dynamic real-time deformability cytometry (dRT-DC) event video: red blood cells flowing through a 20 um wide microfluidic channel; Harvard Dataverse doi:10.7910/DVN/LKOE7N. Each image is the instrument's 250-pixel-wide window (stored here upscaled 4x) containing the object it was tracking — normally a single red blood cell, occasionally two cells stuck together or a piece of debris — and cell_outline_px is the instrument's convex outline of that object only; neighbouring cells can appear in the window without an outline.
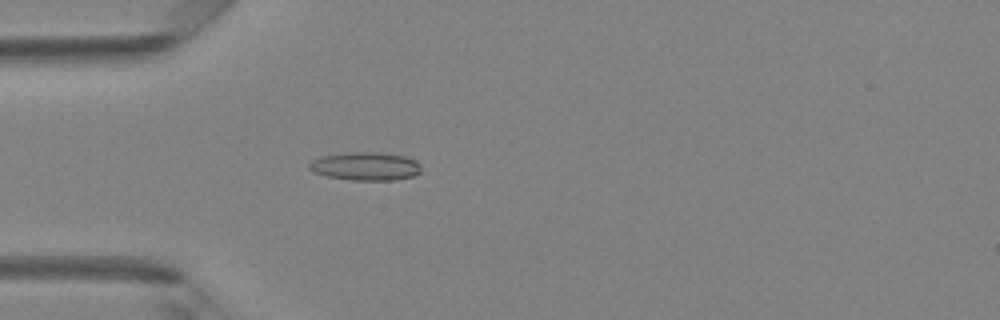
{"species": "Egyptian fruit bat (a non-hibernating species)", "species_latin": "Rousettus aegyptiacus", "temperature_condition": "room temperature", "stored_images_in_passage": 37, "camera_frame_rate_fps": 3000, "um_per_image_px": 0.085, "animal": {"sex": "female"}, "frame": {"image": 1, "passage_image": 3, "time_ms": 0.667, "image_size_px": [1000, 320], "cell_outline_px": [[420, 172], [412, 176], [392, 180], [352, 180], [328, 176], [312, 172], [308, 168], [308, 164], [312, 160], [320, 156], [352, 152], [380, 152], [404, 156], [416, 160], [420, 164]], "centroid_in_image_um": [31.05, 14.12], "position_along_channel_um": 54.0, "area_um2": 18.44}}
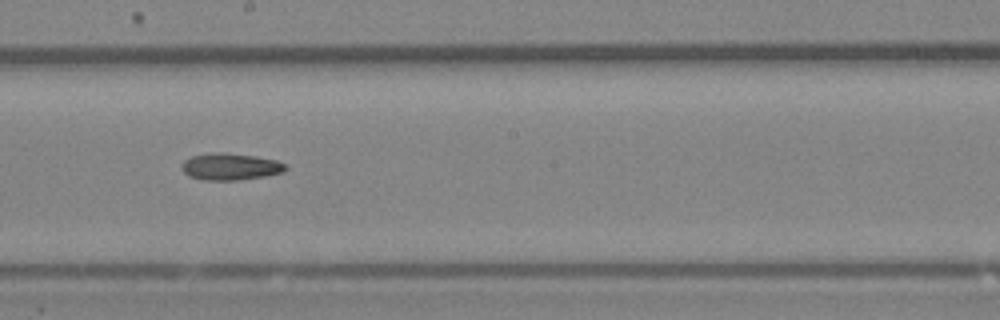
{"frame": {"image": 2, "passage_image": 16, "time_ms": 5.0, "image_size_px": [1000, 320], "cell_outline_px": [[288, 168], [284, 172], [264, 176], [240, 180], [204, 180], [188, 176], [180, 168], [184, 160], [192, 156], [216, 152], [224, 152], [252, 156], [276, 160], [288, 164]], "centroid_in_image_um": [19.59, 14.17], "position_along_channel_um": 228.6, "area_um2": 16.3}}
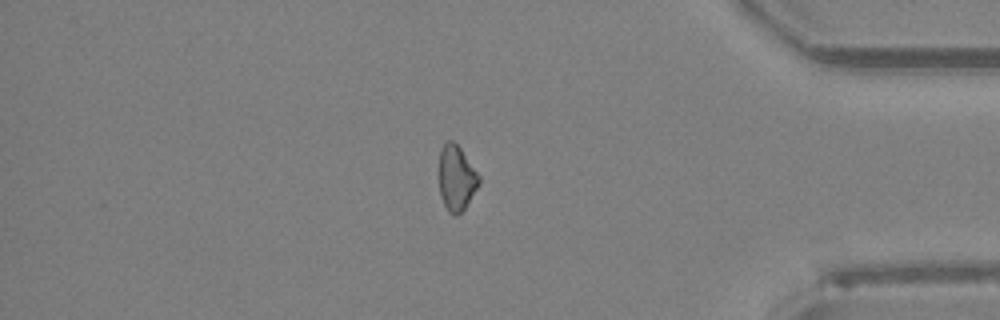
{"frame": {"image": 3, "passage_image": 30, "time_ms": 9.667, "image_size_px": [1000, 320], "cell_outline_px": [[480, 184], [464, 208], [456, 216], [452, 216], [448, 212], [440, 196], [440, 148], [448, 140], [452, 140], [460, 148], [480, 176]], "centroid_in_image_um": [38.8, 15.15], "position_along_channel_um": 396.4, "area_um2": 15.03}}